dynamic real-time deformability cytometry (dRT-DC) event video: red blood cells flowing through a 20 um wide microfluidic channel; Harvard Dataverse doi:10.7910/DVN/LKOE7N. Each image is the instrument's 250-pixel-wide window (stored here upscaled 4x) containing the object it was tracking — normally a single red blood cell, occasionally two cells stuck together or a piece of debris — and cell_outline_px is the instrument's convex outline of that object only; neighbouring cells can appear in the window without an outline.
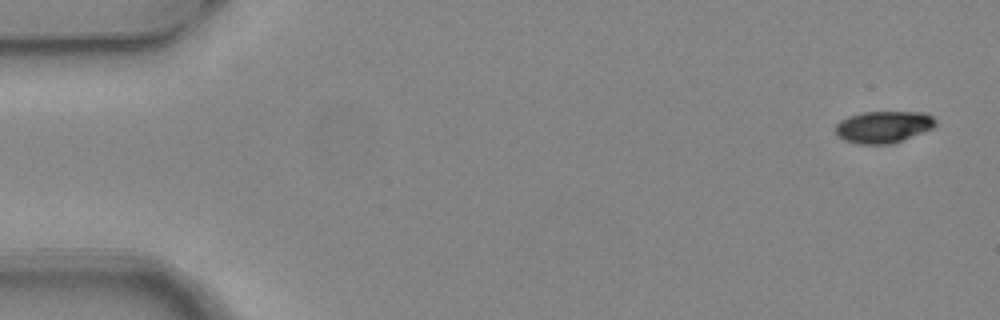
{"species": "common noctule bat (a hibernating species)", "species_latin": "Nyctalus noctula", "temperature_condition": "warm", "stored_images_in_passage": 5, "camera_frame_rate_fps": 3000, "um_per_image_px": 0.085, "animal": {"sex": "female", "body_mass_g": 24.6, "forearm_length_mm": 56.2}, "frame": {"image": 1, "passage_image": 1, "time_ms": 0.0, "image_size_px": [1000, 320], "cell_outline_px": [[936, 124], [932, 128], [892, 144], [860, 144], [844, 140], [836, 136], [836, 124], [840, 120], [848, 116], [860, 112], [924, 112], [932, 116], [936, 120]], "centroid_in_image_um": [75.06, 10.78], "position_along_channel_um": 9.9, "area_um2": 18.61}}
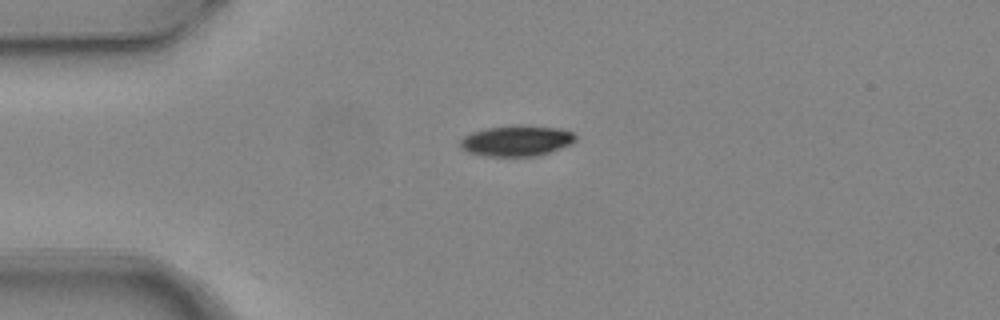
{"frame": {"image": 2, "passage_image": 4, "time_ms": 1.0, "image_size_px": [1000, 320], "cell_outline_px": [[576, 140], [572, 144], [536, 156], [484, 156], [468, 152], [460, 148], [460, 140], [464, 136], [472, 132], [484, 128], [560, 128], [572, 132], [576, 136]], "centroid_in_image_um": [43.87, 12.02], "position_along_channel_um": 41.1, "area_um2": 19.77}}